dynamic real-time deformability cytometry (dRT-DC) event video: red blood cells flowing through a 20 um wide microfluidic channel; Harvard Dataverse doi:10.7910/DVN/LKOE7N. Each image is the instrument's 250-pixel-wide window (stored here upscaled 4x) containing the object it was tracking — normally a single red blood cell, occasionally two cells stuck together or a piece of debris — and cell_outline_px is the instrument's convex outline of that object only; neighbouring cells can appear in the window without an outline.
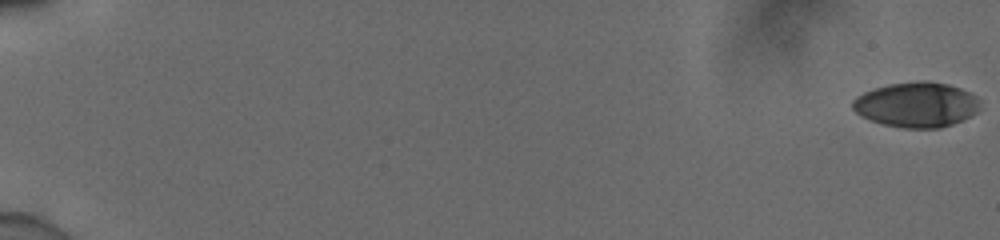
{"species": "human", "species_latin": "Homo sapiens", "temperature_condition": "cold", "stored_images_in_passage": 56, "camera_frame_rate_fps": 3000, "um_per_image_px": 0.085, "donor": {"sex": "male"}, "frame": {"image": 1, "passage_image": 1, "time_ms": 0.0, "image_size_px": [1000, 240], "cell_outline_px": [[980, 108], [976, 112], [952, 124], [940, 128], [904, 128], [884, 124], [860, 116], [852, 108], [852, 100], [856, 96], [864, 92], [888, 84], [916, 80], [928, 80], [948, 84], [960, 88], [976, 96], [980, 100]], "centroid_in_image_um": [77.89, 8.88], "position_along_channel_um": 7.1, "area_um2": 33.52}}
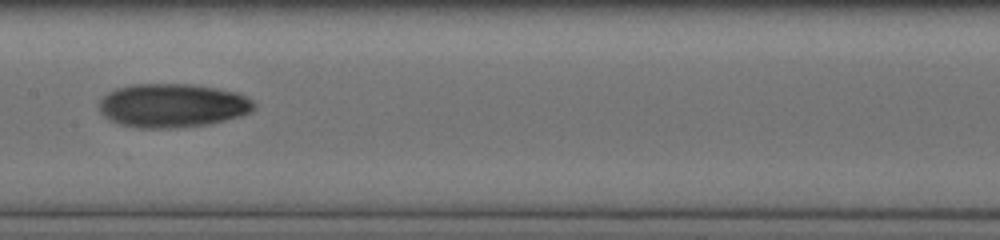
{"frame": {"image": 2, "passage_image": 32, "time_ms": 10.333, "image_size_px": [1000, 240], "cell_outline_px": [[256, 108], [252, 112], [240, 116], [208, 124], [172, 128], [136, 128], [120, 124], [108, 120], [100, 112], [100, 100], [108, 92], [116, 88], [132, 84], [192, 84], [216, 88], [236, 92], [252, 100], [256, 104]], "centroid_in_image_um": [14.65, 8.97], "position_along_channel_um": 192.7, "area_um2": 39.65}}
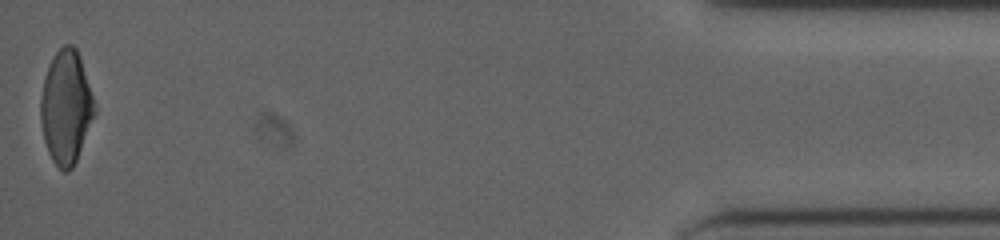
{"frame": {"image": 3, "passage_image": 56, "time_ms": 18.333, "image_size_px": [1000, 240], "cell_outline_px": [[96, 112], [76, 160], [72, 168], [68, 172], [64, 172], [52, 160], [48, 152], [44, 140], [40, 120], [40, 100], [44, 80], [48, 68], [56, 52], [64, 44], [72, 44], [76, 48], [80, 56], [96, 108]], "centroid_in_image_um": [5.61, 9.12], "position_along_channel_um": 429.6, "area_um2": 35.32}, "authors_computed_cell_mechanics": {"area_um2": 35.4603, "velocity_mm_per_s": 3.9326, "shape_relaxation_time_tau1_ms": 4.2409, "shape_relaxation_time_tau2_ms": null, "deformation_change_tau1": 0.1689, "deformation_change_tau2": null}}